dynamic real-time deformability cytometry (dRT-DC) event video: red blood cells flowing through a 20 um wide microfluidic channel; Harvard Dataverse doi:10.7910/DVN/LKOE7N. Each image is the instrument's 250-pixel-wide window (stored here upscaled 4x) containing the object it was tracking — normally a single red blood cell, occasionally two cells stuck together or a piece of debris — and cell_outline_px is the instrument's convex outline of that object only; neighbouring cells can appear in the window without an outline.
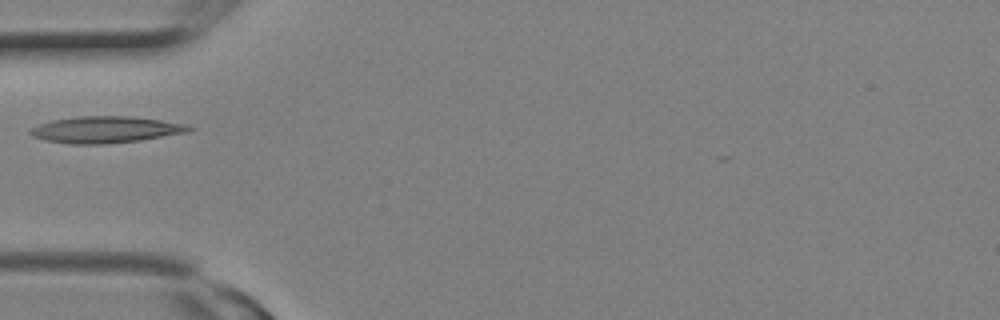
{"species": "Egyptian fruit bat (a non-hibernating species)", "species_latin": "Rousettus aegyptiacus", "temperature_condition": "room temperature", "stored_images_in_passage": 5, "camera_frame_rate_fps": 3000, "um_per_image_px": 0.085, "animal": {"sex": "female"}, "frame": {"image": 1, "passage_image": 1, "time_ms": 0.0, "image_size_px": [1000, 320], "cell_outline_px": [[196, 128], [188, 132], [140, 140], [108, 144], [72, 144], [48, 140], [32, 136], [28, 132], [28, 128], [52, 120], [76, 116], [128, 116], [160, 120], [188, 124]], "centroid_in_image_um": [8.99, 11.01], "position_along_channel_um": 76.0, "area_um2": 24.62}}
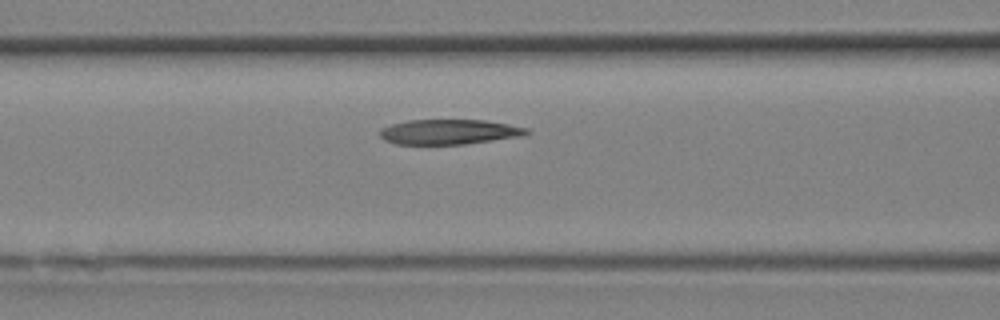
{"frame": {"image": 2, "passage_image": 3, "time_ms": 0.667, "image_size_px": [1000, 320], "cell_outline_px": [[532, 132], [524, 136], [464, 144], [396, 144], [384, 140], [380, 136], [380, 128], [392, 124], [408, 120], [484, 120], [508, 124], [528, 128]], "centroid_in_image_um": [38.2, 11.21], "position_along_channel_um": 128.4, "area_um2": 21.44}}
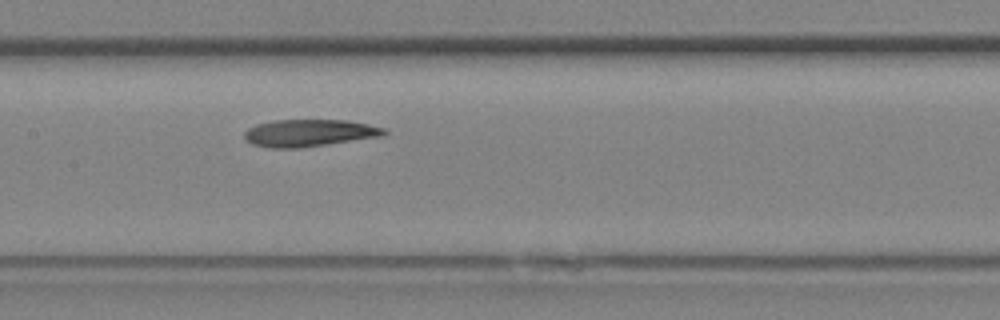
{"frame": {"image": 3, "passage_image": 5, "time_ms": 1.333, "image_size_px": [1000, 320], "cell_outline_px": [[388, 132], [384, 136], [300, 148], [268, 148], [252, 144], [244, 136], [244, 132], [248, 128], [256, 124], [272, 120], [348, 120], [388, 128]], "centroid_in_image_um": [26.32, 11.3], "position_along_channel_um": 181.1, "area_um2": 22.37}}